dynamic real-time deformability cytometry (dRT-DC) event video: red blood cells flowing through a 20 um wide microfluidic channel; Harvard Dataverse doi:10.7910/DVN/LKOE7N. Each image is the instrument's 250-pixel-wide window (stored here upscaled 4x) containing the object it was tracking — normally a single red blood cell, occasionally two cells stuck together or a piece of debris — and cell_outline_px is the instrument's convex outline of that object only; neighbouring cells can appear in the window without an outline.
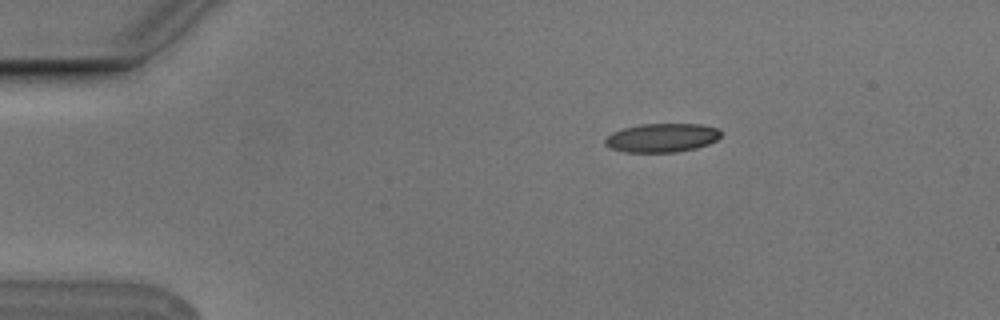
{"species": "Egyptian fruit bat (a non-hibernating species)", "species_latin": "Rousettus aegyptiacus", "temperature_condition": "cold", "stored_images_in_passage": 6, "camera_frame_rate_fps": 3000, "um_per_image_px": 0.085, "animal": {"sex": "male"}, "frame": {"image": 1, "passage_image": 1, "time_ms": 0.0, "image_size_px": [1000, 320], "cell_outline_px": [[720, 136], [716, 140], [708, 144], [696, 148], [676, 152], [624, 152], [612, 148], [604, 144], [604, 140], [612, 132], [624, 128], [640, 124], [700, 124], [720, 128]], "centroid_in_image_um": [56.27, 11.71], "position_along_channel_um": 28.7, "area_um2": 19.42}}
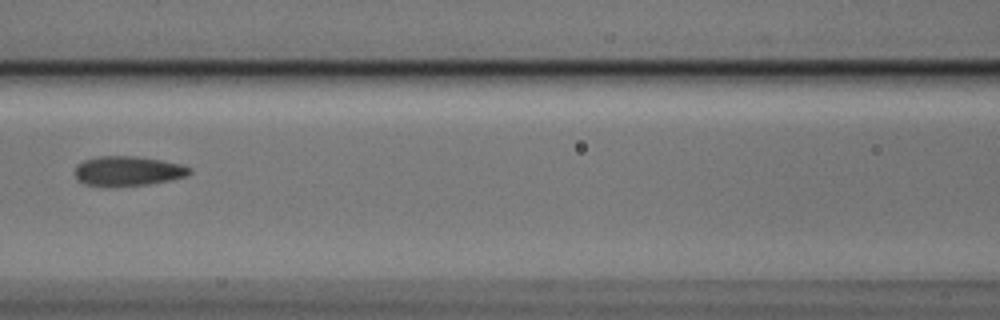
{"frame": {"image": 2, "passage_image": 5, "time_ms": 1.333, "image_size_px": [1000, 320], "cell_outline_px": [[192, 172], [188, 176], [148, 184], [100, 188], [84, 184], [76, 180], [76, 164], [84, 160], [100, 156], [136, 156], [160, 160], [180, 164], [192, 168]], "centroid_in_image_um": [10.83, 14.56], "position_along_channel_um": 155.8, "area_um2": 20.17}}
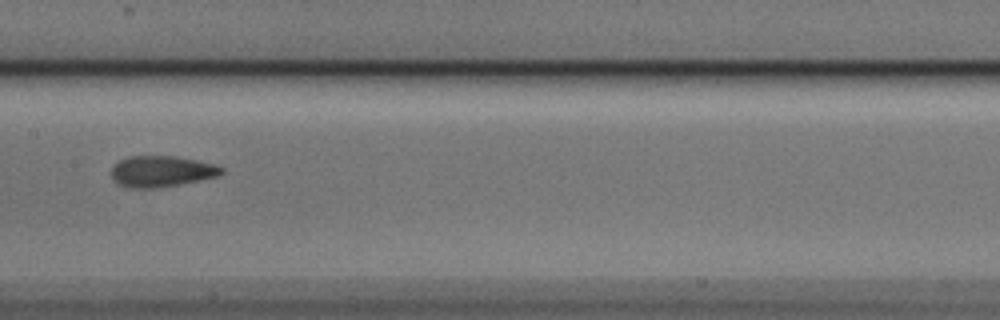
{"frame": {"image": 3, "passage_image": 6, "time_ms": 1.667, "image_size_px": [1000, 320], "cell_outline_px": [[224, 172], [220, 176], [160, 188], [128, 188], [116, 184], [112, 180], [112, 168], [120, 160], [128, 156], [176, 156], [216, 164], [224, 168]], "centroid_in_image_um": [13.74, 14.57], "position_along_channel_um": 193.7, "area_um2": 20.23}}